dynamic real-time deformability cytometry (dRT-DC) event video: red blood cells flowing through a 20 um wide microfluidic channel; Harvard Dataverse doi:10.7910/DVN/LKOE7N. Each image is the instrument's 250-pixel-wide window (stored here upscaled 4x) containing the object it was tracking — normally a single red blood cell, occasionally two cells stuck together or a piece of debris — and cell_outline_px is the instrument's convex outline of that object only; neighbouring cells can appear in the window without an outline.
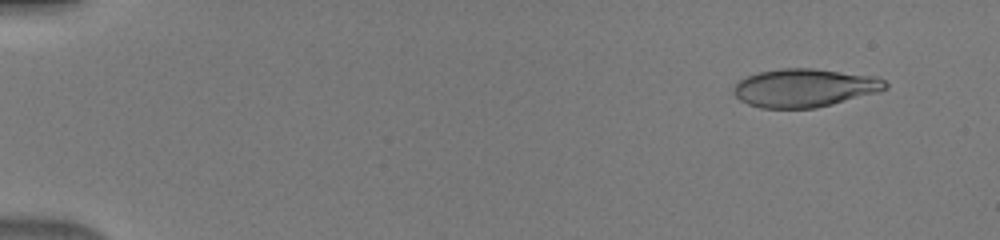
{"species": "human", "species_latin": "Homo sapiens", "temperature_condition": "warm", "stored_images_in_passage": 49, "camera_frame_rate_fps": 3000, "um_per_image_px": 0.085, "donor": {"sex": "male"}, "frame": {"image": 1, "passage_image": 4, "time_ms": 1.0, "image_size_px": [1000, 240], "cell_outline_px": [[888, 88], [880, 92], [816, 108], [760, 108], [748, 104], [740, 100], [732, 92], [732, 88], [736, 80], [760, 72], [780, 68], [812, 68], [876, 76], [884, 80], [888, 84]], "centroid_in_image_um": [68.38, 7.47], "position_along_channel_um": 16.6, "area_um2": 34.16}}
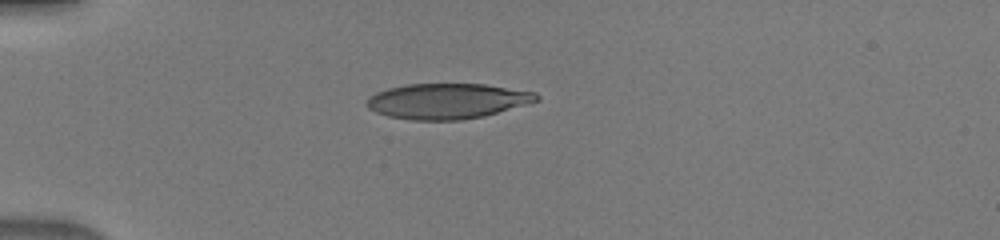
{"frame": {"image": 2, "passage_image": 14, "time_ms": 4.333, "image_size_px": [1000, 240], "cell_outline_px": [[540, 100], [528, 104], [484, 116], [460, 120], [412, 120], [388, 116], [376, 112], [368, 108], [364, 104], [368, 96], [376, 92], [388, 88], [408, 84], [484, 84], [536, 92], [540, 96]], "centroid_in_image_um": [38.01, 8.59], "position_along_channel_um": 47.0, "area_um2": 35.2}}
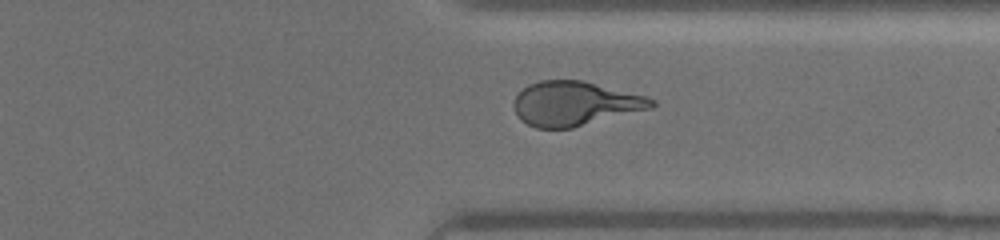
{"frame": {"image": 3, "passage_image": 39, "time_ms": 12.667, "image_size_px": [1000, 240], "cell_outline_px": [[656, 104], [652, 108], [572, 128], [536, 128], [520, 120], [512, 104], [516, 96], [528, 84], [540, 80], [584, 80], [648, 96], [656, 100]], "centroid_in_image_um": [48.89, 8.79], "position_along_channel_um": 362.5, "area_um2": 35.78}}